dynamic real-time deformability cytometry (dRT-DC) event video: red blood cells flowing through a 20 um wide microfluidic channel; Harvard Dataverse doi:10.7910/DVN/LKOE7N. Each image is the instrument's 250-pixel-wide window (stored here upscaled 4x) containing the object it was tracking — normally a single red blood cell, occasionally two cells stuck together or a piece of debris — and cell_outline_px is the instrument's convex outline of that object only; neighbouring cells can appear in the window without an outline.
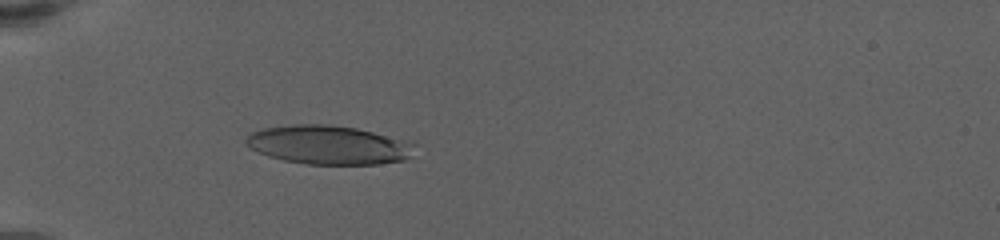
{"species": "human", "species_latin": "Homo sapiens", "temperature_condition": "warm", "stored_images_in_passage": 39, "camera_frame_rate_fps": 3000, "um_per_image_px": 0.085, "donor": {"sex": "female"}, "frame": {"image": 1, "passage_image": 11, "time_ms": 7.0, "image_size_px": [1000, 240], "cell_outline_px": [[416, 144], [408, 156], [404, 160], [376, 164], [304, 164], [284, 160], [268, 156], [252, 148], [244, 140], [252, 132], [264, 128], [292, 124], [328, 124], [356, 128], [412, 140]], "centroid_in_image_um": [27.97, 12.3], "position_along_channel_um": 57.0, "area_um2": 38.21}}
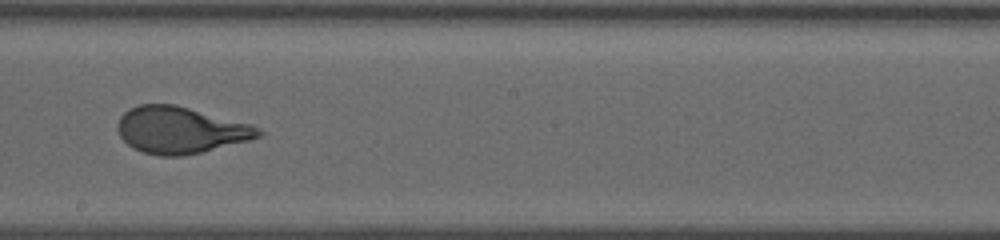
{"frame": {"image": 2, "passage_image": 22, "time_ms": 12.667, "image_size_px": [1000, 240], "cell_outline_px": [[264, 132], [260, 136], [248, 140], [184, 156], [160, 156], [144, 152], [132, 148], [120, 136], [116, 128], [116, 124], [120, 116], [128, 108], [140, 104], [176, 104], [252, 124]], "centroid_in_image_um": [15.3, 11.04], "position_along_channel_um": 232.9, "area_um2": 38.38}}
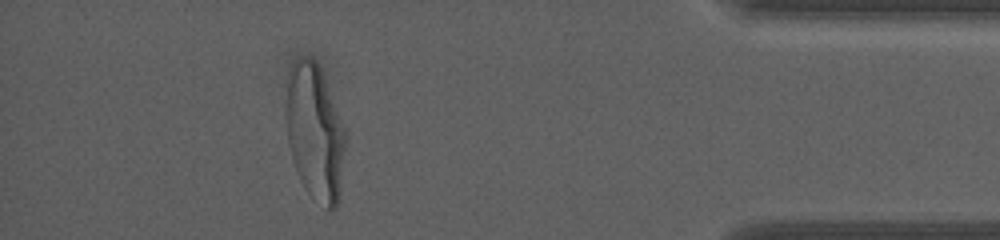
{"frame": {"image": 3, "passage_image": 36, "time_ms": 19.0, "image_size_px": [1000, 240], "cell_outline_px": [[344, 148], [340, 192], [336, 208], [332, 212], [328, 212], [312, 200], [304, 188], [296, 172], [292, 160], [288, 144], [288, 72], [296, 56], [308, 56], [316, 60], [320, 68], [344, 128]], "centroid_in_image_um": [26.76, 11.32], "position_along_channel_um": 408.4, "area_um2": 46.76}, "authors_computed_cell_mechanics": {"area_um2": 39.015, "velocity_mm_per_s": 3.3774, "shape_relaxation_time_tau1_ms": 3.923, "shape_relaxation_time_tau2_ms": null, "deformation_change_tau1": 0.213, "deformation_change_tau2": null}}